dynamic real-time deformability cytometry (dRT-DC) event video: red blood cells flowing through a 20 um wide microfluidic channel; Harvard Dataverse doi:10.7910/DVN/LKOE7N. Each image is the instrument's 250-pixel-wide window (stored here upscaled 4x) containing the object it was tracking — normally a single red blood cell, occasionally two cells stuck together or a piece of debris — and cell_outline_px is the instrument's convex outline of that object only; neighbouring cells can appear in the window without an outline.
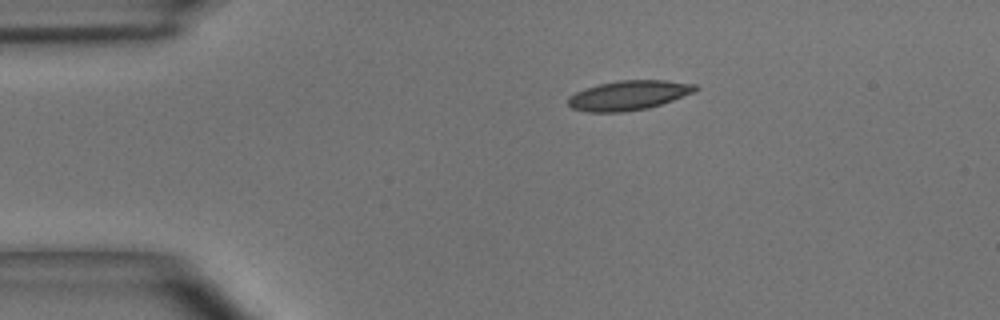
{"species": "common noctule bat (a hibernating species)", "species_latin": "Nyctalus noctula", "temperature_condition": "room temperature", "stored_images_in_passage": 3, "camera_frame_rate_fps": 3000, "um_per_image_px": 0.085, "animal": {"sex": "male", "body_mass_g": 15.6}, "frame": {"image": 1, "passage_image": 1, "time_ms": 0.0, "image_size_px": [1000, 320], "cell_outline_px": [[700, 88], [696, 92], [648, 108], [624, 112], [588, 112], [572, 108], [568, 104], [568, 96], [584, 88], [600, 84], [620, 80], [664, 80], [696, 84]], "centroid_in_image_um": [53.45, 8.1], "position_along_channel_um": 31.6, "area_um2": 21.96}}